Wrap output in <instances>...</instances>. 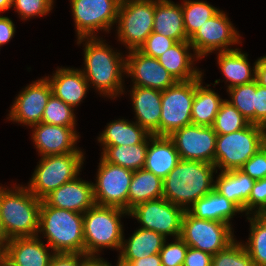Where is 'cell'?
<instances>
[{"label":"cell","mask_w":266,"mask_h":266,"mask_svg":"<svg viewBox=\"0 0 266 266\" xmlns=\"http://www.w3.org/2000/svg\"><path fill=\"white\" fill-rule=\"evenodd\" d=\"M104 41L100 37L77 39L79 45L85 42L83 49L85 68L81 71L89 86L95 87L104 97L113 99L124 94L122 77L126 76L124 75L126 58L121 55V52H115Z\"/></svg>","instance_id":"obj_1"},{"label":"cell","mask_w":266,"mask_h":266,"mask_svg":"<svg viewBox=\"0 0 266 266\" xmlns=\"http://www.w3.org/2000/svg\"><path fill=\"white\" fill-rule=\"evenodd\" d=\"M217 171L214 164L180 160L163 179V198L187 210L198 199L214 190L213 173Z\"/></svg>","instance_id":"obj_2"},{"label":"cell","mask_w":266,"mask_h":266,"mask_svg":"<svg viewBox=\"0 0 266 266\" xmlns=\"http://www.w3.org/2000/svg\"><path fill=\"white\" fill-rule=\"evenodd\" d=\"M41 203L26 186H0V223L7 240L38 236Z\"/></svg>","instance_id":"obj_3"},{"label":"cell","mask_w":266,"mask_h":266,"mask_svg":"<svg viewBox=\"0 0 266 266\" xmlns=\"http://www.w3.org/2000/svg\"><path fill=\"white\" fill-rule=\"evenodd\" d=\"M54 253H84L83 214L49 206L42 200L39 231Z\"/></svg>","instance_id":"obj_4"},{"label":"cell","mask_w":266,"mask_h":266,"mask_svg":"<svg viewBox=\"0 0 266 266\" xmlns=\"http://www.w3.org/2000/svg\"><path fill=\"white\" fill-rule=\"evenodd\" d=\"M129 215L125 209L94 205L83 213L84 253L98 257L104 248L120 250L125 239L121 217ZM97 255V256H96Z\"/></svg>","instance_id":"obj_5"},{"label":"cell","mask_w":266,"mask_h":266,"mask_svg":"<svg viewBox=\"0 0 266 266\" xmlns=\"http://www.w3.org/2000/svg\"><path fill=\"white\" fill-rule=\"evenodd\" d=\"M266 143V128L249 123L229 134L217 135L214 165L221 171L239 170Z\"/></svg>","instance_id":"obj_6"},{"label":"cell","mask_w":266,"mask_h":266,"mask_svg":"<svg viewBox=\"0 0 266 266\" xmlns=\"http://www.w3.org/2000/svg\"><path fill=\"white\" fill-rule=\"evenodd\" d=\"M84 157L83 152L41 157L26 187L36 198L44 200L61 185L79 176Z\"/></svg>","instance_id":"obj_7"},{"label":"cell","mask_w":266,"mask_h":266,"mask_svg":"<svg viewBox=\"0 0 266 266\" xmlns=\"http://www.w3.org/2000/svg\"><path fill=\"white\" fill-rule=\"evenodd\" d=\"M155 0H121L116 25L118 40L138 50L153 32Z\"/></svg>","instance_id":"obj_8"},{"label":"cell","mask_w":266,"mask_h":266,"mask_svg":"<svg viewBox=\"0 0 266 266\" xmlns=\"http://www.w3.org/2000/svg\"><path fill=\"white\" fill-rule=\"evenodd\" d=\"M232 229L231 225L227 223L199 219L185 210L180 238L189 247L213 256L235 240Z\"/></svg>","instance_id":"obj_9"},{"label":"cell","mask_w":266,"mask_h":266,"mask_svg":"<svg viewBox=\"0 0 266 266\" xmlns=\"http://www.w3.org/2000/svg\"><path fill=\"white\" fill-rule=\"evenodd\" d=\"M195 96V79L177 81L161 91L160 136L192 124L191 109Z\"/></svg>","instance_id":"obj_10"},{"label":"cell","mask_w":266,"mask_h":266,"mask_svg":"<svg viewBox=\"0 0 266 266\" xmlns=\"http://www.w3.org/2000/svg\"><path fill=\"white\" fill-rule=\"evenodd\" d=\"M128 212V216L135 218L141 224L140 228L155 231L166 239L167 236L178 238L181 235L185 210L163 197L139 203Z\"/></svg>","instance_id":"obj_11"},{"label":"cell","mask_w":266,"mask_h":266,"mask_svg":"<svg viewBox=\"0 0 266 266\" xmlns=\"http://www.w3.org/2000/svg\"><path fill=\"white\" fill-rule=\"evenodd\" d=\"M121 0H70L77 38L98 37L116 24Z\"/></svg>","instance_id":"obj_12"},{"label":"cell","mask_w":266,"mask_h":266,"mask_svg":"<svg viewBox=\"0 0 266 266\" xmlns=\"http://www.w3.org/2000/svg\"><path fill=\"white\" fill-rule=\"evenodd\" d=\"M95 184L93 183L96 205L114 206L128 211V192L133 170L105 161L99 162Z\"/></svg>","instance_id":"obj_13"},{"label":"cell","mask_w":266,"mask_h":266,"mask_svg":"<svg viewBox=\"0 0 266 266\" xmlns=\"http://www.w3.org/2000/svg\"><path fill=\"white\" fill-rule=\"evenodd\" d=\"M239 40V31L235 29L225 12L219 10L201 25L188 41L193 47L194 55L197 56L196 60H198L213 51L233 50L230 46L240 44Z\"/></svg>","instance_id":"obj_14"},{"label":"cell","mask_w":266,"mask_h":266,"mask_svg":"<svg viewBox=\"0 0 266 266\" xmlns=\"http://www.w3.org/2000/svg\"><path fill=\"white\" fill-rule=\"evenodd\" d=\"M169 137L181 160L214 164L217 134L211 126L190 124L175 130Z\"/></svg>","instance_id":"obj_15"},{"label":"cell","mask_w":266,"mask_h":266,"mask_svg":"<svg viewBox=\"0 0 266 266\" xmlns=\"http://www.w3.org/2000/svg\"><path fill=\"white\" fill-rule=\"evenodd\" d=\"M51 95L52 89L46 77L33 81L19 92L10 107L7 119L29 127L41 123Z\"/></svg>","instance_id":"obj_16"},{"label":"cell","mask_w":266,"mask_h":266,"mask_svg":"<svg viewBox=\"0 0 266 266\" xmlns=\"http://www.w3.org/2000/svg\"><path fill=\"white\" fill-rule=\"evenodd\" d=\"M125 74H128L127 77L131 76L133 86L160 91L177 82L157 58L146 56L139 50H131L126 55Z\"/></svg>","instance_id":"obj_17"},{"label":"cell","mask_w":266,"mask_h":266,"mask_svg":"<svg viewBox=\"0 0 266 266\" xmlns=\"http://www.w3.org/2000/svg\"><path fill=\"white\" fill-rule=\"evenodd\" d=\"M32 140L40 157L82 152L76 147L79 135L75 127L39 123L31 126Z\"/></svg>","instance_id":"obj_18"},{"label":"cell","mask_w":266,"mask_h":266,"mask_svg":"<svg viewBox=\"0 0 266 266\" xmlns=\"http://www.w3.org/2000/svg\"><path fill=\"white\" fill-rule=\"evenodd\" d=\"M38 237L9 239L0 256L11 266H49L54 252Z\"/></svg>","instance_id":"obj_19"},{"label":"cell","mask_w":266,"mask_h":266,"mask_svg":"<svg viewBox=\"0 0 266 266\" xmlns=\"http://www.w3.org/2000/svg\"><path fill=\"white\" fill-rule=\"evenodd\" d=\"M44 201L49 206L83 214L96 204L93 183L77 176L50 193Z\"/></svg>","instance_id":"obj_20"},{"label":"cell","mask_w":266,"mask_h":266,"mask_svg":"<svg viewBox=\"0 0 266 266\" xmlns=\"http://www.w3.org/2000/svg\"><path fill=\"white\" fill-rule=\"evenodd\" d=\"M130 96L136 121L150 134L160 136L161 91L132 86Z\"/></svg>","instance_id":"obj_21"},{"label":"cell","mask_w":266,"mask_h":266,"mask_svg":"<svg viewBox=\"0 0 266 266\" xmlns=\"http://www.w3.org/2000/svg\"><path fill=\"white\" fill-rule=\"evenodd\" d=\"M52 94L67 105L75 108L86 97L89 86L81 69L59 68L53 76L47 77Z\"/></svg>","instance_id":"obj_22"},{"label":"cell","mask_w":266,"mask_h":266,"mask_svg":"<svg viewBox=\"0 0 266 266\" xmlns=\"http://www.w3.org/2000/svg\"><path fill=\"white\" fill-rule=\"evenodd\" d=\"M180 160L175 144L169 136H150L144 165L145 170L163 180Z\"/></svg>","instance_id":"obj_23"},{"label":"cell","mask_w":266,"mask_h":266,"mask_svg":"<svg viewBox=\"0 0 266 266\" xmlns=\"http://www.w3.org/2000/svg\"><path fill=\"white\" fill-rule=\"evenodd\" d=\"M190 49L193 47L189 41H179L157 58L176 81L194 80L203 74L193 67L196 61L194 58L197 56L190 53Z\"/></svg>","instance_id":"obj_24"},{"label":"cell","mask_w":266,"mask_h":266,"mask_svg":"<svg viewBox=\"0 0 266 266\" xmlns=\"http://www.w3.org/2000/svg\"><path fill=\"white\" fill-rule=\"evenodd\" d=\"M247 56L239 48L218 52L217 64L228 82L227 89L255 81L257 60L252 69Z\"/></svg>","instance_id":"obj_25"},{"label":"cell","mask_w":266,"mask_h":266,"mask_svg":"<svg viewBox=\"0 0 266 266\" xmlns=\"http://www.w3.org/2000/svg\"><path fill=\"white\" fill-rule=\"evenodd\" d=\"M153 32L172 38L176 42L188 41L181 5L171 0H155Z\"/></svg>","instance_id":"obj_26"},{"label":"cell","mask_w":266,"mask_h":266,"mask_svg":"<svg viewBox=\"0 0 266 266\" xmlns=\"http://www.w3.org/2000/svg\"><path fill=\"white\" fill-rule=\"evenodd\" d=\"M100 134L97 139L103 147L102 152L108 146L148 143L152 135L137 122H130L128 119H118L108 123Z\"/></svg>","instance_id":"obj_27"},{"label":"cell","mask_w":266,"mask_h":266,"mask_svg":"<svg viewBox=\"0 0 266 266\" xmlns=\"http://www.w3.org/2000/svg\"><path fill=\"white\" fill-rule=\"evenodd\" d=\"M187 211L196 218L220 221L229 225L235 213H243L234 202L220 195L216 190L198 199Z\"/></svg>","instance_id":"obj_28"},{"label":"cell","mask_w":266,"mask_h":266,"mask_svg":"<svg viewBox=\"0 0 266 266\" xmlns=\"http://www.w3.org/2000/svg\"><path fill=\"white\" fill-rule=\"evenodd\" d=\"M126 240L122 241L118 257L122 262L129 264L132 260L158 254L166 238L155 231L138 228Z\"/></svg>","instance_id":"obj_29"},{"label":"cell","mask_w":266,"mask_h":266,"mask_svg":"<svg viewBox=\"0 0 266 266\" xmlns=\"http://www.w3.org/2000/svg\"><path fill=\"white\" fill-rule=\"evenodd\" d=\"M255 180L243 171H220L216 178L214 190L234 202L243 212L249 199Z\"/></svg>","instance_id":"obj_30"},{"label":"cell","mask_w":266,"mask_h":266,"mask_svg":"<svg viewBox=\"0 0 266 266\" xmlns=\"http://www.w3.org/2000/svg\"><path fill=\"white\" fill-rule=\"evenodd\" d=\"M201 74L195 79V96L191 109L192 124L200 126H212L214 119L224 99L215 91L209 89V84L202 86Z\"/></svg>","instance_id":"obj_31"},{"label":"cell","mask_w":266,"mask_h":266,"mask_svg":"<svg viewBox=\"0 0 266 266\" xmlns=\"http://www.w3.org/2000/svg\"><path fill=\"white\" fill-rule=\"evenodd\" d=\"M163 197V180L147 170L133 172L129 192L128 211L135 205Z\"/></svg>","instance_id":"obj_32"},{"label":"cell","mask_w":266,"mask_h":266,"mask_svg":"<svg viewBox=\"0 0 266 266\" xmlns=\"http://www.w3.org/2000/svg\"><path fill=\"white\" fill-rule=\"evenodd\" d=\"M147 147L148 143L108 146L101 157L107 162L135 171L144 168Z\"/></svg>","instance_id":"obj_33"},{"label":"cell","mask_w":266,"mask_h":266,"mask_svg":"<svg viewBox=\"0 0 266 266\" xmlns=\"http://www.w3.org/2000/svg\"><path fill=\"white\" fill-rule=\"evenodd\" d=\"M247 216L250 222V234L243 243L255 266H266V215Z\"/></svg>","instance_id":"obj_34"},{"label":"cell","mask_w":266,"mask_h":266,"mask_svg":"<svg viewBox=\"0 0 266 266\" xmlns=\"http://www.w3.org/2000/svg\"><path fill=\"white\" fill-rule=\"evenodd\" d=\"M181 7L183 11L184 28L188 39L194 35L201 25L220 10L206 1L199 0H184Z\"/></svg>","instance_id":"obj_35"},{"label":"cell","mask_w":266,"mask_h":266,"mask_svg":"<svg viewBox=\"0 0 266 266\" xmlns=\"http://www.w3.org/2000/svg\"><path fill=\"white\" fill-rule=\"evenodd\" d=\"M227 92L231 98L228 101L249 123L255 124L256 81L229 88Z\"/></svg>","instance_id":"obj_36"},{"label":"cell","mask_w":266,"mask_h":266,"mask_svg":"<svg viewBox=\"0 0 266 266\" xmlns=\"http://www.w3.org/2000/svg\"><path fill=\"white\" fill-rule=\"evenodd\" d=\"M249 122L243 117L228 99L221 104L212 128L217 135L229 134L245 128Z\"/></svg>","instance_id":"obj_37"},{"label":"cell","mask_w":266,"mask_h":266,"mask_svg":"<svg viewBox=\"0 0 266 266\" xmlns=\"http://www.w3.org/2000/svg\"><path fill=\"white\" fill-rule=\"evenodd\" d=\"M75 121L76 116L74 114V108L52 94L45 106L41 122L52 125L75 127Z\"/></svg>","instance_id":"obj_38"},{"label":"cell","mask_w":266,"mask_h":266,"mask_svg":"<svg viewBox=\"0 0 266 266\" xmlns=\"http://www.w3.org/2000/svg\"><path fill=\"white\" fill-rule=\"evenodd\" d=\"M211 266H255L242 242L236 239L212 257Z\"/></svg>","instance_id":"obj_39"},{"label":"cell","mask_w":266,"mask_h":266,"mask_svg":"<svg viewBox=\"0 0 266 266\" xmlns=\"http://www.w3.org/2000/svg\"><path fill=\"white\" fill-rule=\"evenodd\" d=\"M53 4L54 0H12V7L23 20L47 15Z\"/></svg>","instance_id":"obj_40"},{"label":"cell","mask_w":266,"mask_h":266,"mask_svg":"<svg viewBox=\"0 0 266 266\" xmlns=\"http://www.w3.org/2000/svg\"><path fill=\"white\" fill-rule=\"evenodd\" d=\"M166 241L159 252L162 266H183L189 246L180 237L175 238L171 243Z\"/></svg>","instance_id":"obj_41"},{"label":"cell","mask_w":266,"mask_h":266,"mask_svg":"<svg viewBox=\"0 0 266 266\" xmlns=\"http://www.w3.org/2000/svg\"><path fill=\"white\" fill-rule=\"evenodd\" d=\"M254 210V211H253ZM247 215L266 214V178L255 180L249 199L245 205Z\"/></svg>","instance_id":"obj_42"},{"label":"cell","mask_w":266,"mask_h":266,"mask_svg":"<svg viewBox=\"0 0 266 266\" xmlns=\"http://www.w3.org/2000/svg\"><path fill=\"white\" fill-rule=\"evenodd\" d=\"M175 43L176 41L172 38L152 32L138 50L146 56L158 58Z\"/></svg>","instance_id":"obj_43"},{"label":"cell","mask_w":266,"mask_h":266,"mask_svg":"<svg viewBox=\"0 0 266 266\" xmlns=\"http://www.w3.org/2000/svg\"><path fill=\"white\" fill-rule=\"evenodd\" d=\"M254 180L266 178V143L240 169Z\"/></svg>","instance_id":"obj_44"},{"label":"cell","mask_w":266,"mask_h":266,"mask_svg":"<svg viewBox=\"0 0 266 266\" xmlns=\"http://www.w3.org/2000/svg\"><path fill=\"white\" fill-rule=\"evenodd\" d=\"M90 258L85 253H54L49 266H86Z\"/></svg>","instance_id":"obj_45"},{"label":"cell","mask_w":266,"mask_h":266,"mask_svg":"<svg viewBox=\"0 0 266 266\" xmlns=\"http://www.w3.org/2000/svg\"><path fill=\"white\" fill-rule=\"evenodd\" d=\"M212 257L204 251L188 247L183 266H211Z\"/></svg>","instance_id":"obj_46"},{"label":"cell","mask_w":266,"mask_h":266,"mask_svg":"<svg viewBox=\"0 0 266 266\" xmlns=\"http://www.w3.org/2000/svg\"><path fill=\"white\" fill-rule=\"evenodd\" d=\"M255 124L266 128V87L256 82Z\"/></svg>","instance_id":"obj_47"},{"label":"cell","mask_w":266,"mask_h":266,"mask_svg":"<svg viewBox=\"0 0 266 266\" xmlns=\"http://www.w3.org/2000/svg\"><path fill=\"white\" fill-rule=\"evenodd\" d=\"M15 34V25L13 21L0 15V47L9 42Z\"/></svg>","instance_id":"obj_48"},{"label":"cell","mask_w":266,"mask_h":266,"mask_svg":"<svg viewBox=\"0 0 266 266\" xmlns=\"http://www.w3.org/2000/svg\"><path fill=\"white\" fill-rule=\"evenodd\" d=\"M255 81L266 87V56L257 59Z\"/></svg>","instance_id":"obj_49"},{"label":"cell","mask_w":266,"mask_h":266,"mask_svg":"<svg viewBox=\"0 0 266 266\" xmlns=\"http://www.w3.org/2000/svg\"><path fill=\"white\" fill-rule=\"evenodd\" d=\"M129 265L130 266H162L159 253L150 255L146 258L132 260L129 263Z\"/></svg>","instance_id":"obj_50"},{"label":"cell","mask_w":266,"mask_h":266,"mask_svg":"<svg viewBox=\"0 0 266 266\" xmlns=\"http://www.w3.org/2000/svg\"><path fill=\"white\" fill-rule=\"evenodd\" d=\"M86 266H112L109 262L102 259V257H91L88 261Z\"/></svg>","instance_id":"obj_51"},{"label":"cell","mask_w":266,"mask_h":266,"mask_svg":"<svg viewBox=\"0 0 266 266\" xmlns=\"http://www.w3.org/2000/svg\"><path fill=\"white\" fill-rule=\"evenodd\" d=\"M12 8V0H0V12H5Z\"/></svg>","instance_id":"obj_52"},{"label":"cell","mask_w":266,"mask_h":266,"mask_svg":"<svg viewBox=\"0 0 266 266\" xmlns=\"http://www.w3.org/2000/svg\"><path fill=\"white\" fill-rule=\"evenodd\" d=\"M7 239L3 233V230H2V227H1V223H0V255L2 254L4 248H5V245L7 243Z\"/></svg>","instance_id":"obj_53"},{"label":"cell","mask_w":266,"mask_h":266,"mask_svg":"<svg viewBox=\"0 0 266 266\" xmlns=\"http://www.w3.org/2000/svg\"><path fill=\"white\" fill-rule=\"evenodd\" d=\"M0 266H11L8 262H6L1 256H0Z\"/></svg>","instance_id":"obj_54"},{"label":"cell","mask_w":266,"mask_h":266,"mask_svg":"<svg viewBox=\"0 0 266 266\" xmlns=\"http://www.w3.org/2000/svg\"><path fill=\"white\" fill-rule=\"evenodd\" d=\"M116 266H130V265L127 264V263L122 262V261L118 258Z\"/></svg>","instance_id":"obj_55"}]
</instances>
